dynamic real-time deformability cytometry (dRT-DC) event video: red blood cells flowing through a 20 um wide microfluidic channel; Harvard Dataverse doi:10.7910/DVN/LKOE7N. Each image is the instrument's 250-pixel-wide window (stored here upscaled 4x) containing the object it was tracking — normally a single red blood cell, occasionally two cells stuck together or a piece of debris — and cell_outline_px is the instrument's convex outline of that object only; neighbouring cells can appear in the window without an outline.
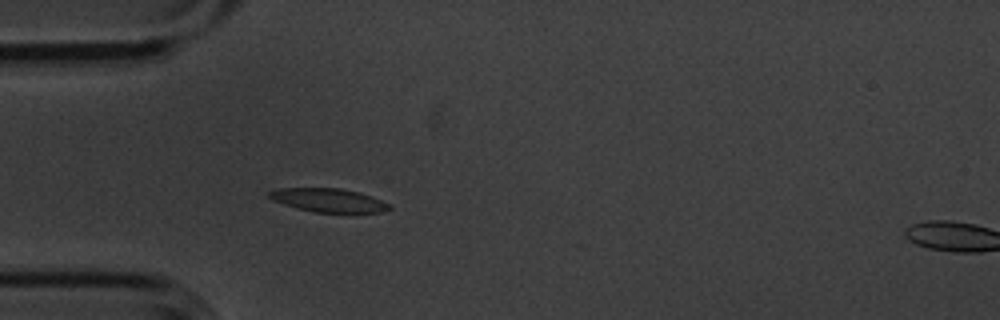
{"species": "common noctule bat (a hibernating species)", "species_latin": "Nyctalus noctula", "temperature_condition": "cold", "stored_images_in_passage": 5, "segment_of_instrument_passage": [1, 2], "camera_frame_rate_fps": 3000, "um_per_image_px": 0.085, "animal": {"sex": "male", "body_mass_g": 20.1, "forearm_length_mm": 53.5}, "frame": {"image": 1, "passage_image": 4, "time_ms": 1.0, "image_size_px": [1000, 320], "cell_outline_px": [[392, 208], [380, 212], [316, 212], [296, 208], [276, 200], [268, 196], [268, 192], [276, 188], [340, 188], [360, 192], [372, 196], [392, 204]], "centroid_in_image_um": [27.98, 17.01], "position_along_channel_um": 57.0, "area_um2": 16.42}}